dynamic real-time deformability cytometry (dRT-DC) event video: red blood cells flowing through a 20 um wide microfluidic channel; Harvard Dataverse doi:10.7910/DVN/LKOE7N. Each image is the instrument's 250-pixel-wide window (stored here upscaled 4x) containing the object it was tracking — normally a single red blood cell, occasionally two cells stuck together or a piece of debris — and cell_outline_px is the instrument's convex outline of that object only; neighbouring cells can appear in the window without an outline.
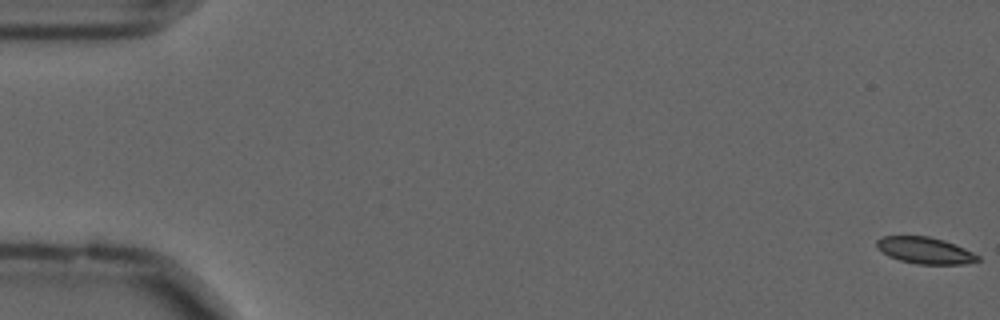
{"species": "common noctule bat (a hibernating species)", "species_latin": "Nyctalus noctula", "temperature_condition": "cold", "stored_images_in_passage": 58, "camera_frame_rate_fps": 3000, "um_per_image_px": 0.085, "animal": {"sex": "male", "forearm_length_mm": 52.5}, "frame": {"image": 1, "passage_image": 1, "time_ms": 0.0, "image_size_px": [1000, 320], "cell_outline_px": [[980, 260], [964, 264], [916, 264], [900, 260], [888, 256], [876, 248], [876, 240], [880, 236], [928, 236], [944, 240], [964, 248], [980, 256]], "centroid_in_image_um": [78.59, 21.28], "position_along_channel_um": 6.4, "area_um2": 15.72}}
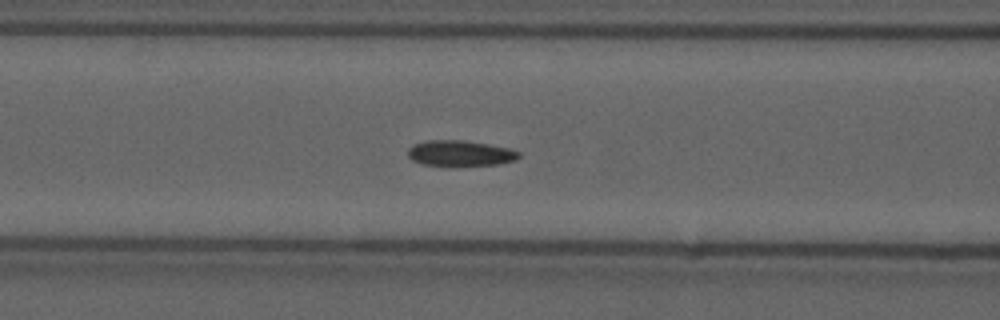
{"frame": {"image": 2, "passage_image": 24, "time_ms": 7.667, "image_size_px": [1000, 320], "cell_outline_px": [[520, 156], [516, 160], [500, 164], [456, 168], [452, 168], [424, 164], [412, 160], [408, 156], [408, 148], [412, 144], [428, 140], [464, 140], [488, 144], [508, 148], [520, 152]], "centroid_in_image_um": [39.11, 13.06], "position_along_channel_um": 127.5, "area_um2": 17.34}}
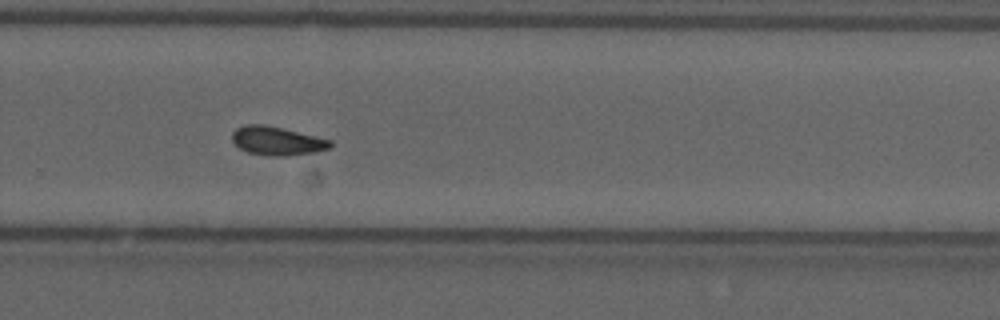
{"frame": {"image": 3, "passage_image": 39, "time_ms": 12.667, "image_size_px": [1000, 320], "cell_outline_px": [[332, 144], [328, 148], [316, 152], [284, 156], [268, 156], [248, 152], [240, 148], [232, 140], [232, 132], [236, 128], [244, 124], [264, 124], [332, 140]], "centroid_in_image_um": [23.52, 11.97], "position_along_channel_um": 306.3, "area_um2": 16.3}, "authors_computed_cell_mechanics": {"area_um2": 16.2707, "velocity_mm_per_s": 3.5838, "shape_relaxation_time_tau1_ms": 10.6036, "shape_relaxation_time_tau2_ms": 5.9413, "deformation_change_tau1": 0.1559, "deformation_change_tau2": 0.0773}}